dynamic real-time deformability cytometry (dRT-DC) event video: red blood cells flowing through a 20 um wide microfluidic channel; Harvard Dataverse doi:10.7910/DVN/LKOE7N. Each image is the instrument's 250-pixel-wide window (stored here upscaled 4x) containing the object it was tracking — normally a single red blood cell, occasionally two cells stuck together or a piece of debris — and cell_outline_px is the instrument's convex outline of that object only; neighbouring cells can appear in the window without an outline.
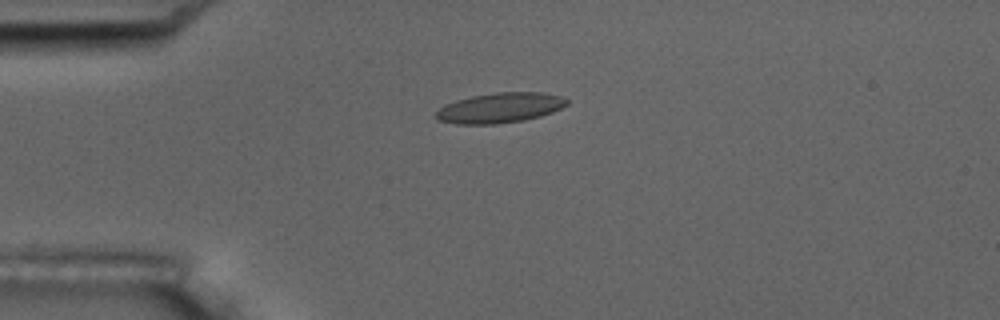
{"species": "common noctule bat (a hibernating species)", "species_latin": "Nyctalus noctula", "temperature_condition": "room temperature", "stored_images_in_passage": 2, "camera_frame_rate_fps": 3000, "um_per_image_px": 0.085, "animal": {"sex": "male", "body_mass_g": 17.5, "forearm_length_mm": 52.3}, "frame": {"image": 1, "passage_image": 1, "time_ms": 0.0, "image_size_px": [1000, 320], "cell_outline_px": [[568, 104], [552, 112], [540, 116], [524, 120], [496, 124], [456, 124], [436, 120], [436, 112], [444, 104], [456, 100], [472, 96], [496, 92], [544, 92], [560, 96], [568, 100]], "centroid_in_image_um": [42.48, 9.16], "position_along_channel_um": 42.5, "area_um2": 23.0}}